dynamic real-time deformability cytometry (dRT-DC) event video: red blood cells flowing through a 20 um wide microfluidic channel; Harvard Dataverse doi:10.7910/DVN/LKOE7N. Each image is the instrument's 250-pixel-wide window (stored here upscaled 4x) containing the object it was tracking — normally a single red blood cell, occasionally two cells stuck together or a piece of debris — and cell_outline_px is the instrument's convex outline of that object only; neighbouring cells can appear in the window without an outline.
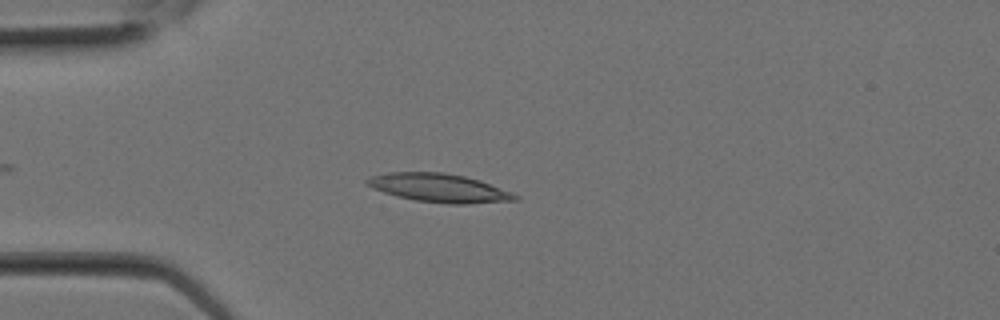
{"species": "Egyptian fruit bat (a non-hibernating species)", "species_latin": "Rousettus aegyptiacus", "temperature_condition": "room temperature", "stored_images_in_passage": 3, "camera_frame_rate_fps": 3000, "um_per_image_px": 0.085, "animal": {"sex": "female"}, "frame": {"image": 1, "passage_image": 3, "time_ms": 0.667, "image_size_px": [1000, 320], "cell_outline_px": [[520, 200], [468, 204], [452, 204], [416, 200], [396, 196], [372, 188], [364, 184], [364, 180], [372, 176], [388, 172], [444, 172], [464, 176], [480, 180], [512, 192], [520, 196]], "centroid_in_image_um": [37.34, 15.97], "position_along_channel_um": 47.7, "area_um2": 24.74}}